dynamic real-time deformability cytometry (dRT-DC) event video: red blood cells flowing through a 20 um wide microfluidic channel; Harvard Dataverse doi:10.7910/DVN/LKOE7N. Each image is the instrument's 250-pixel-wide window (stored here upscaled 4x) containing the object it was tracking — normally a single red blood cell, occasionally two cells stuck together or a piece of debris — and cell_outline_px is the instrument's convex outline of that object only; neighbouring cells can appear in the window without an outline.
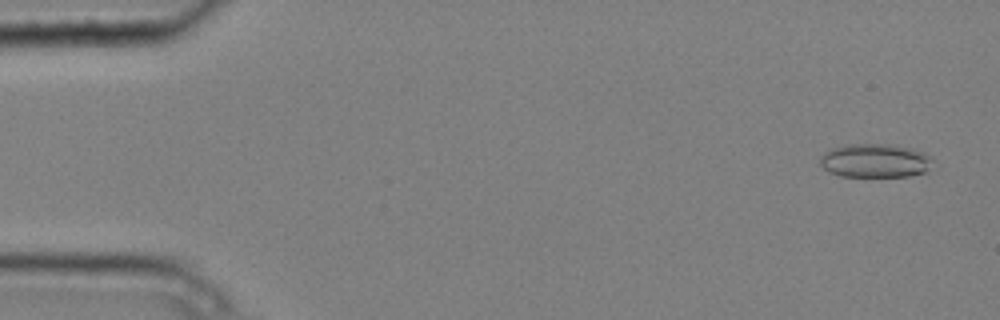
{"species": "common noctule bat (a hibernating species)", "species_latin": "Nyctalus noctula", "temperature_condition": "cold", "stored_images_in_passage": 6, "camera_frame_rate_fps": 3000, "um_per_image_px": 0.085, "animal": {"sex": "male", "body_mass_g": 20.4}, "frame": {"image": 1, "passage_image": 1, "time_ms": 0.0, "image_size_px": [1000, 320], "cell_outline_px": [[932, 160], [924, 172], [908, 176], [840, 176], [828, 172], [820, 164], [820, 156], [824, 152], [832, 148], [844, 144], [892, 144], [912, 148], [924, 152], [932, 156]], "centroid_in_image_um": [74.35, 13.64], "position_along_channel_um": 10.7, "area_um2": 22.25}}
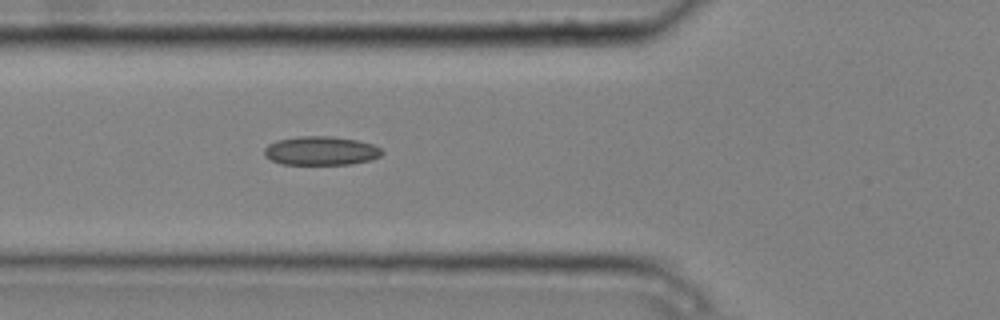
{"frame": {"image": 2, "passage_image": 6, "time_ms": 1.667, "image_size_px": [1000, 320], "cell_outline_px": [[384, 152], [380, 156], [372, 160], [352, 164], [280, 164], [264, 156], [264, 148], [268, 144], [276, 140], [300, 136], [332, 136], [356, 140], [372, 144], [380, 148]], "centroid_in_image_um": [27.27, 12.82], "position_along_channel_um": 98.5, "area_um2": 19.88}}